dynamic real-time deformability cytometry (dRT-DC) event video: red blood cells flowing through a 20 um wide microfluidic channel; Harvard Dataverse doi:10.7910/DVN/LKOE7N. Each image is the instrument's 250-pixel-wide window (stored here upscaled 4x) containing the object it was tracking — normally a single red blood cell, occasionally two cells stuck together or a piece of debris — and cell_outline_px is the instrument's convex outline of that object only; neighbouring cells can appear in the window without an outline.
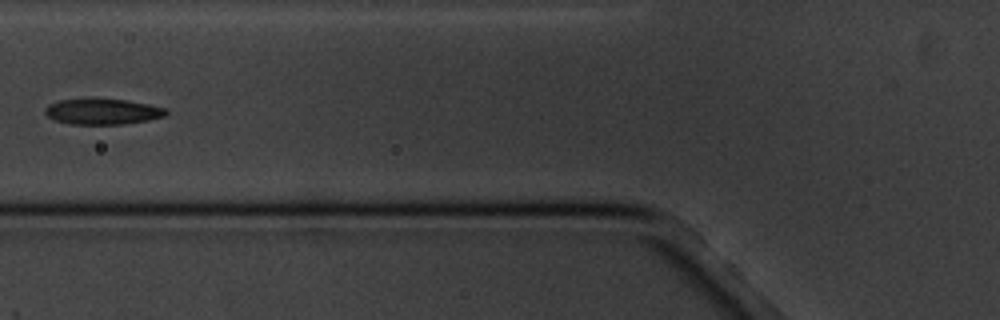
{"species": "common noctule bat (a hibernating species)", "species_latin": "Nyctalus noctula", "temperature_condition": "cold", "stored_images_in_passage": 16, "camera_frame_rate_fps": 3000, "um_per_image_px": 0.085, "animal": {"sex": "male", "body_mass_g": 20.1, "forearm_length_mm": 53.5}, "frame": {"image": 1, "passage_image": 5, "time_ms": 5.667, "image_size_px": [1000, 320], "cell_outline_px": [[168, 112], [164, 116], [148, 120], [124, 124], [68, 124], [56, 120], [48, 116], [44, 112], [44, 108], [48, 104], [60, 100], [128, 100], [168, 108]], "centroid_in_image_um": [8.74, 9.5], "position_along_channel_um": 117.1, "area_um2": 17.86}}
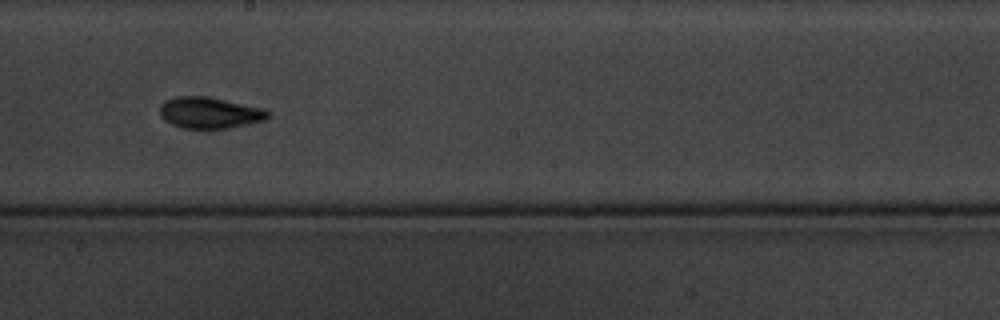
{"frame": {"image": 2, "passage_image": 8, "time_ms": 9.0, "image_size_px": [1000, 320], "cell_outline_px": [[268, 116], [264, 120], [248, 124], [228, 128], [180, 128], [164, 120], [160, 116], [160, 104], [164, 100], [176, 96], [204, 96], [260, 108], [268, 112]], "centroid_in_image_um": [17.72, 9.59], "position_along_channel_um": 230.5, "area_um2": 19.36}}
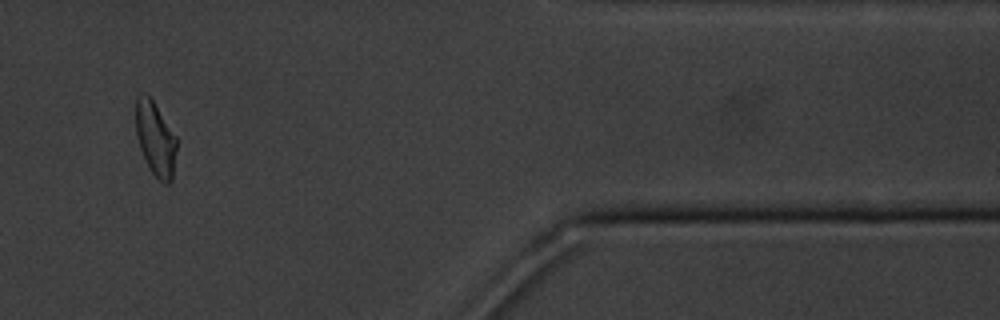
{"frame": {"image": 3, "passage_image": 13, "time_ms": 15.0, "image_size_px": [1000, 320], "cell_outline_px": [[176, 152], [172, 180], [168, 184], [164, 184], [152, 172], [140, 148], [136, 136], [136, 96], [140, 92], [144, 92], [152, 100], [176, 136]], "centroid_in_image_um": [13.2, 11.78], "position_along_channel_um": 398.2, "area_um2": 17.4}, "authors_computed_cell_mechanics": {"area_um2": 18.4671, "velocity_mm_per_s": 3.4075, "shape_relaxation_time_tau1_ms": 4.1336, "shape_relaxation_time_tau2_ms": 3.2013, "deformation_change_tau1": 0.1388, "deformation_change_tau2": 0.1115}}